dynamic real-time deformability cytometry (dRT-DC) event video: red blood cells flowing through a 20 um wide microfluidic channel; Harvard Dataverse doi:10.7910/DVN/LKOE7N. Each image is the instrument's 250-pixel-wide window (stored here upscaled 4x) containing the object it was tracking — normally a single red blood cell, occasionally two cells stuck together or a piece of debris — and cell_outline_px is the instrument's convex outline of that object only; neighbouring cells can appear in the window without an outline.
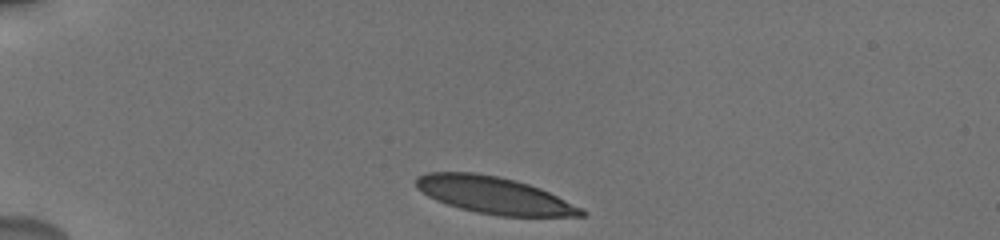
{"species": "human", "species_latin": "Homo sapiens", "temperature_condition": "cold", "stored_images_in_passage": 6, "camera_frame_rate_fps": 3000, "um_per_image_px": 0.085, "donor": {"sex": "male"}, "frame": {"image": 1, "passage_image": 1, "time_ms": 0.0, "image_size_px": [1000, 240], "cell_outline_px": [[588, 212], [584, 216], [500, 216], [476, 212], [460, 208], [436, 200], [428, 196], [416, 188], [416, 176], [424, 172], [476, 172], [516, 180], [540, 188]], "centroid_in_image_um": [41.94, 16.58], "position_along_channel_um": 43.1, "area_um2": 35.32}}
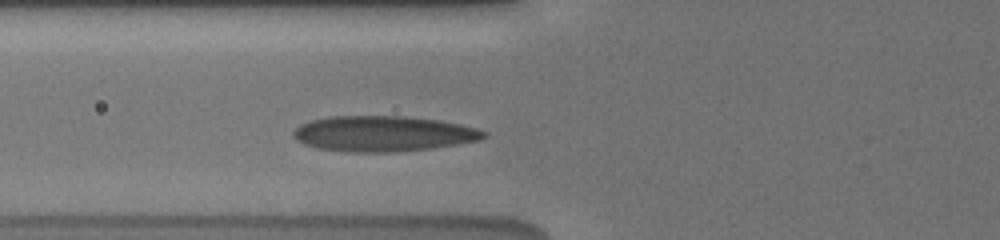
{"frame": {"image": 2, "passage_image": 6, "time_ms": 2.667, "image_size_px": [1000, 240], "cell_outline_px": [[488, 136], [480, 140], [432, 148], [396, 152], [352, 152], [320, 148], [304, 144], [296, 140], [292, 136], [292, 132], [300, 124], [312, 120], [328, 116], [404, 116], [440, 120], [460, 124], [476, 128], [488, 132]], "centroid_in_image_um": [32.59, 11.36], "position_along_channel_um": 93.2, "area_um2": 39.54}}